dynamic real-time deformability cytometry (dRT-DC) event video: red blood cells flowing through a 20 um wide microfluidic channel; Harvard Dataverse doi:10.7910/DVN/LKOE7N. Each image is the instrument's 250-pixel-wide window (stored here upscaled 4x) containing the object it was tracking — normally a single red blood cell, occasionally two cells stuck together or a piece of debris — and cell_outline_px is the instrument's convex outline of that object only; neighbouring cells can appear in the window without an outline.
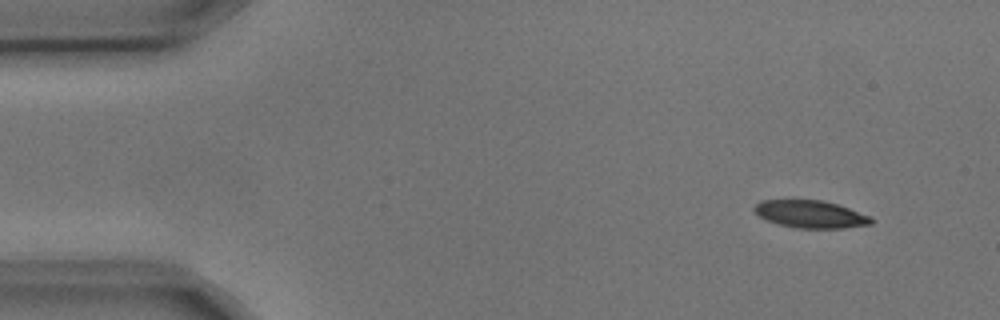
{"species": "common noctule bat (a hibernating species)", "species_latin": "Nyctalus noctula", "temperature_condition": "cold", "stored_images_in_passage": 4, "camera_frame_rate_fps": 3000, "um_per_image_px": 0.085, "animal": {"sex": "male", "body_mass_g": 17.9, "forearm_length_mm": 54.2}, "frame": {"image": 1, "passage_image": 1, "time_ms": 0.0, "image_size_px": [1000, 320], "cell_outline_px": [[876, 220], [872, 224], [844, 228], [796, 228], [780, 224], [768, 220], [760, 216], [752, 208], [760, 200], [820, 200], [836, 204], [872, 216]], "centroid_in_image_um": [68.94, 18.21], "position_along_channel_um": 16.1, "area_um2": 18.67}}